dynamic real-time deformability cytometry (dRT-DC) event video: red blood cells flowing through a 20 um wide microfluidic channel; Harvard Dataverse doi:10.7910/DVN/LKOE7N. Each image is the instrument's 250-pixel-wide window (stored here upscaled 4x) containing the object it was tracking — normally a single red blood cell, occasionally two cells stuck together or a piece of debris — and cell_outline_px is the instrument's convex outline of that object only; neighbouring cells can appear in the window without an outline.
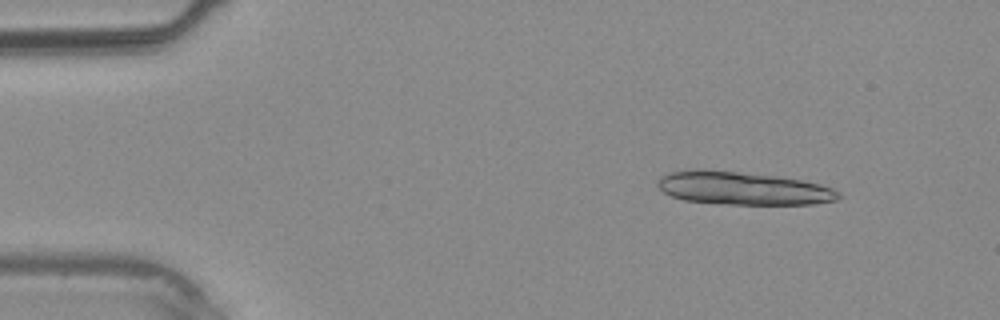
{"species": "common noctule bat (a hibernating species)", "species_latin": "Nyctalus noctula", "temperature_condition": "warm", "stored_images_in_passage": 35, "camera_frame_rate_fps": 3000, "um_per_image_px": 0.085, "animal": {"sex": "male", "body_mass_g": 20.4}, "frame": {"image": 1, "passage_image": 1, "time_ms": 0.0, "image_size_px": [1000, 320], "cell_outline_px": [[840, 196], [836, 200], [812, 204], [720, 204], [684, 200], [672, 196], [664, 192], [656, 184], [656, 180], [660, 176], [672, 172], [692, 168], [704, 168], [776, 176], [800, 180], [820, 184], [832, 188], [840, 192]], "centroid_in_image_um": [63.09, 15.99], "position_along_channel_um": 21.9, "area_um2": 35.03}}